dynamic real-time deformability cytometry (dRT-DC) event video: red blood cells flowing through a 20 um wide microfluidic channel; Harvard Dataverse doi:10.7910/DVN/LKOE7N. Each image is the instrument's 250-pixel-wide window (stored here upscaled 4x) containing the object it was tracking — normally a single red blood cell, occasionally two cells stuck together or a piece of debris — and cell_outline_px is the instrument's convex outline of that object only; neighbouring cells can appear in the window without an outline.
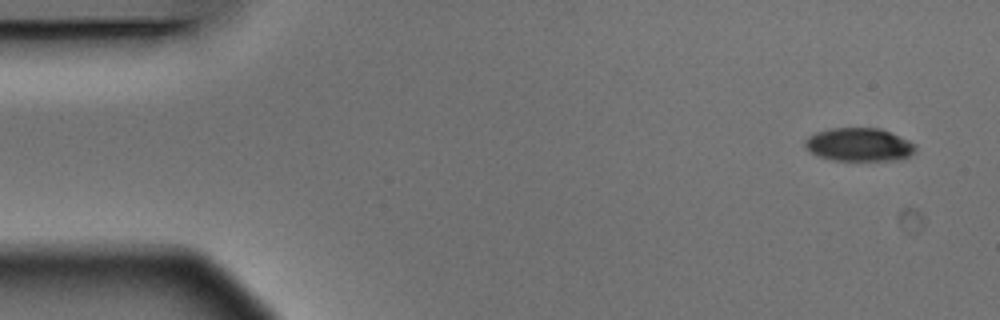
{"species": "Egyptian fruit bat (a non-hibernating species)", "species_latin": "Rousettus aegyptiacus", "temperature_condition": "warm", "stored_images_in_passage": 4, "camera_frame_rate_fps": 3000, "um_per_image_px": 0.085, "animal": {"sex": "male"}, "frame": {"image": 1, "passage_image": 1, "time_ms": 0.0, "image_size_px": [1000, 320], "cell_outline_px": [[916, 148], [908, 156], [896, 160], [832, 160], [820, 156], [812, 152], [804, 144], [804, 140], [808, 136], [816, 132], [832, 128], [880, 128], [908, 140], [916, 144]], "centroid_in_image_um": [73.01, 12.28], "position_along_channel_um": 12.0, "area_um2": 21.15}}
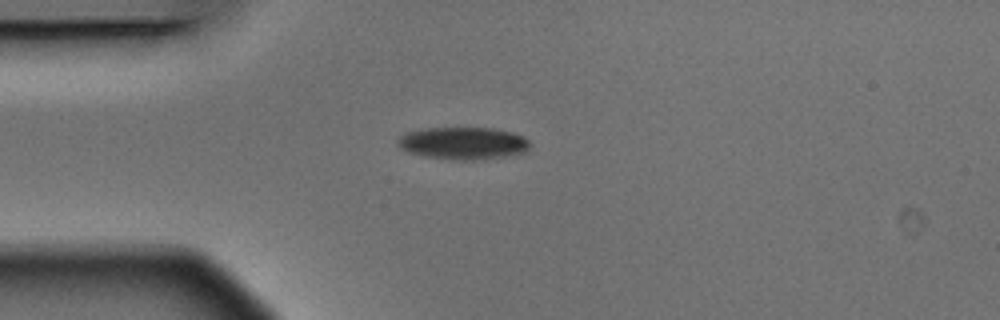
{"frame": {"image": 2, "passage_image": 4, "time_ms": 1.0, "image_size_px": [1000, 320], "cell_outline_px": [[528, 148], [524, 152], [504, 156], [472, 160], [452, 160], [424, 156], [408, 152], [400, 148], [396, 144], [396, 140], [400, 136], [408, 132], [424, 128], [492, 128], [512, 132], [528, 140]], "centroid_in_image_um": [39.3, 12.17], "position_along_channel_um": 45.7, "area_um2": 24.74}}